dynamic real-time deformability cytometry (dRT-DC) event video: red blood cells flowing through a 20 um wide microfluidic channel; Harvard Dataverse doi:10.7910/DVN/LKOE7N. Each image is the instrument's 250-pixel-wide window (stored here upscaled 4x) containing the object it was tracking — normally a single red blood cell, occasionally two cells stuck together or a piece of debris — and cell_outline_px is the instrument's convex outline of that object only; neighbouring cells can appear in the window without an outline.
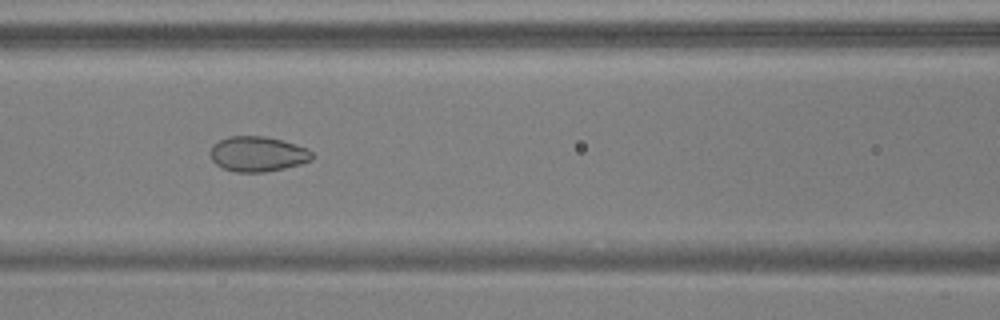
{"species": "common noctule bat (a hibernating species)", "species_latin": "Nyctalus noctula", "temperature_condition": "warm", "stored_images_in_passage": 54, "camera_frame_rate_fps": 3000, "um_per_image_px": 0.085, "animal": {"sex": "male", "body_mass_g": 17.9, "forearm_length_mm": 54.2}, "frame": {"image": 1, "passage_image": 24, "time_ms": 7.667, "image_size_px": [1000, 320], "cell_outline_px": [[312, 160], [300, 164], [284, 168], [264, 172], [236, 172], [224, 168], [216, 164], [212, 160], [208, 152], [212, 144], [228, 136], [264, 136], [280, 140], [304, 148], [312, 152]], "centroid_in_image_um": [21.84, 13.09], "position_along_channel_um": 144.8, "area_um2": 20.69}}
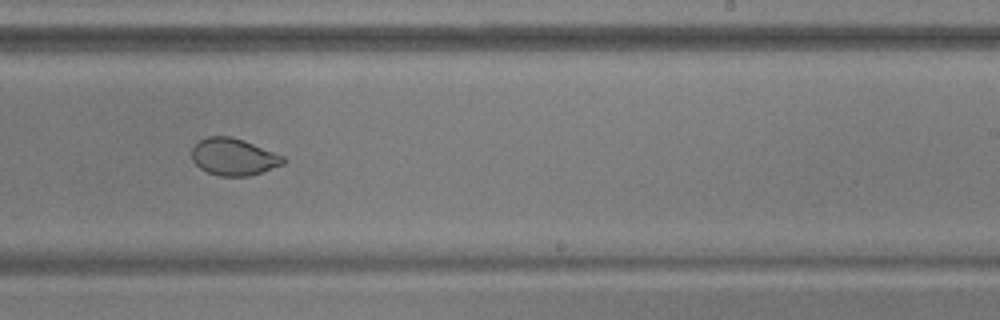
{"frame": {"image": 2, "passage_image": 34, "time_ms": 11.0, "image_size_px": [1000, 320], "cell_outline_px": [[288, 160], [284, 164], [248, 176], [220, 176], [208, 172], [200, 168], [192, 160], [192, 148], [200, 140], [208, 136], [232, 136], [244, 140], [284, 156]], "centroid_in_image_um": [19.87, 13.32], "position_along_channel_um": 269.1, "area_um2": 19.71}}
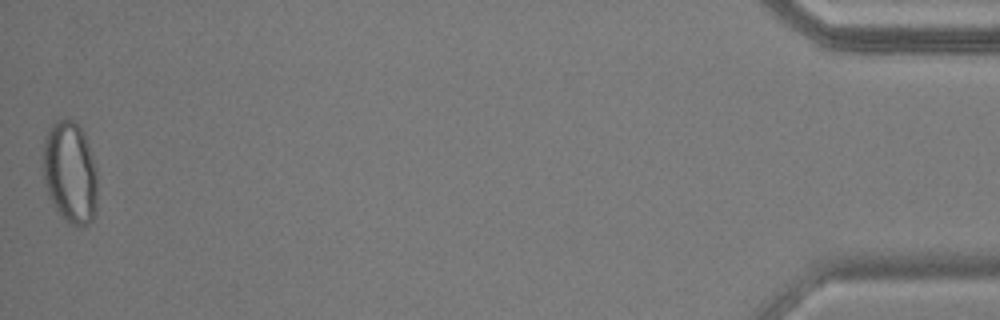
{"frame": {"image": 3, "passage_image": 54, "time_ms": 17.667, "image_size_px": [1000, 320], "cell_outline_px": [[96, 212], [92, 220], [88, 224], [80, 228], [72, 224], [56, 208], [48, 196], [44, 180], [44, 136], [52, 124], [56, 120], [72, 120], [84, 132], [96, 168]], "centroid_in_image_um": [5.97, 14.66], "position_along_channel_um": 429.2, "area_um2": 32.02}}